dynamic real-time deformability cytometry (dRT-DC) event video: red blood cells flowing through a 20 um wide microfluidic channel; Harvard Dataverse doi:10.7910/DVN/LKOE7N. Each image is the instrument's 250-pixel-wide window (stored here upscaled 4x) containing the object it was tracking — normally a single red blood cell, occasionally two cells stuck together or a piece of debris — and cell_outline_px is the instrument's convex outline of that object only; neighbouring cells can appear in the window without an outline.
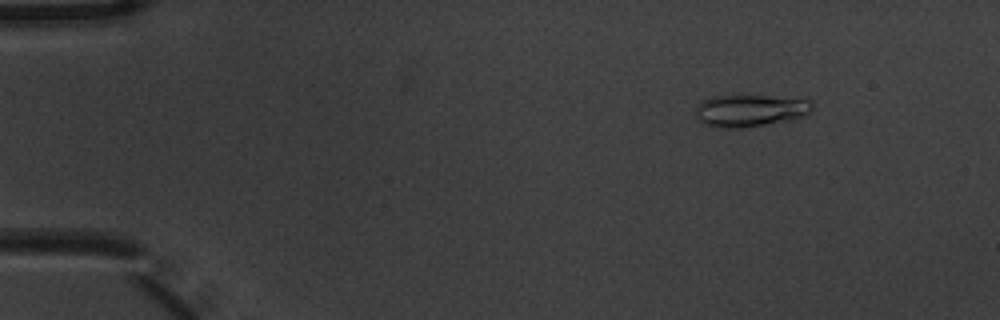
{"species": "common noctule bat (a hibernating species)", "species_latin": "Nyctalus noctula", "temperature_condition": "warm", "stored_images_in_passage": 6, "camera_frame_rate_fps": 3000, "um_per_image_px": 0.085, "animal": {"sex": "male", "body_mass_g": 20.1, "forearm_length_mm": 53.5}, "frame": {"image": 1, "passage_image": 1, "time_ms": 0.0, "image_size_px": [1000, 320], "cell_outline_px": [[812, 108], [804, 116], [792, 120], [740, 128], [720, 128], [704, 124], [696, 120], [696, 104], [700, 100], [712, 96], [764, 96], [808, 100], [812, 104]], "centroid_in_image_um": [63.67, 9.41], "position_along_channel_um": 21.3, "area_um2": 21.79}}
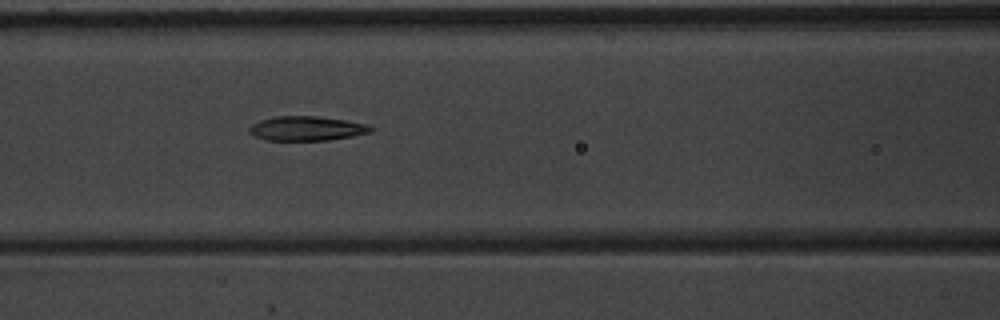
{"frame": {"image": 2, "passage_image": 6, "time_ms": 1.667, "image_size_px": [1000, 320], "cell_outline_px": [[372, 132], [352, 136], [328, 140], [264, 140], [248, 132], [248, 128], [252, 124], [260, 120], [276, 116], [316, 116], [344, 120], [364, 124], [372, 128]], "centroid_in_image_um": [26.01, 10.92], "position_along_channel_um": 140.6, "area_um2": 17.11}}